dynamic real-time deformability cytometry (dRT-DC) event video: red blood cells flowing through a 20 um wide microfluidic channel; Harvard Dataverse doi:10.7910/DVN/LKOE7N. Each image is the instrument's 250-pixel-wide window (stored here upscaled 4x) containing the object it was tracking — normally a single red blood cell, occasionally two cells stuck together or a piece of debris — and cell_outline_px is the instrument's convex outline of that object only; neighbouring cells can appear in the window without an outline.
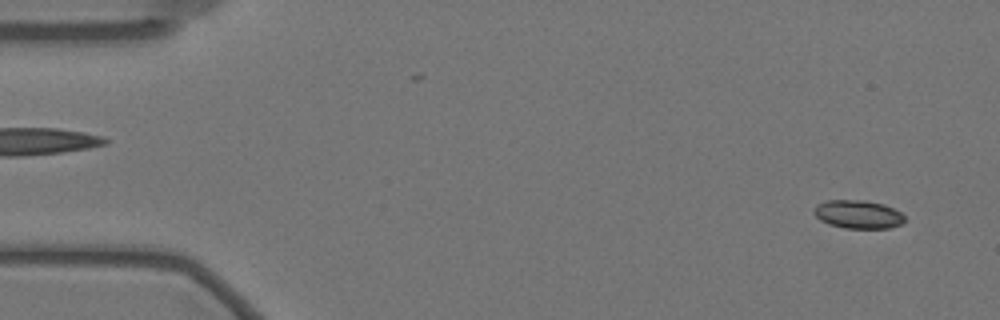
{"species": "Egyptian fruit bat (a non-hibernating species)", "species_latin": "Rousettus aegyptiacus", "temperature_condition": "warm", "stored_images_in_passage": 59, "camera_frame_rate_fps": 3000, "um_per_image_px": 0.085, "animal": {"sex": "female"}, "frame": {"image": 1, "passage_image": 3, "time_ms": 0.667, "image_size_px": [1000, 320], "cell_outline_px": [[904, 224], [888, 228], [848, 228], [828, 224], [820, 220], [812, 212], [816, 204], [824, 200], [864, 200], [884, 204], [900, 212], [904, 216]], "centroid_in_image_um": [72.92, 18.21], "position_along_channel_um": 12.1, "area_um2": 15.09}}
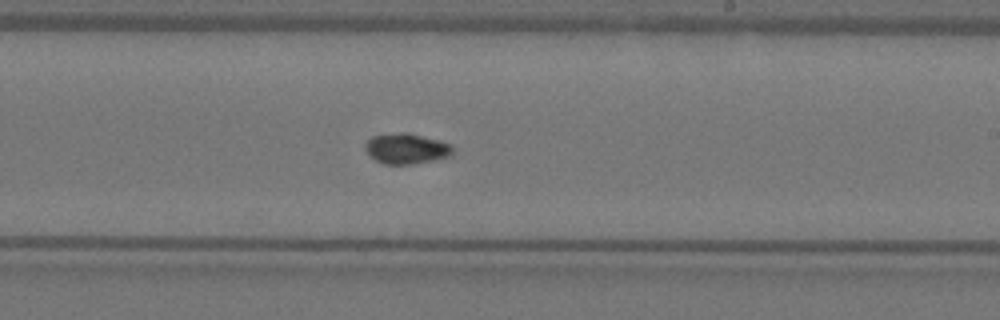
{"frame": {"image": 2, "passage_image": 34, "time_ms": 11.0, "image_size_px": [1000, 320], "cell_outline_px": [[452, 156], [412, 164], [384, 164], [368, 156], [364, 148], [364, 144], [372, 136], [400, 132], [408, 132], [440, 140], [452, 144]], "centroid_in_image_um": [34.53, 12.62], "position_along_channel_um": 254.5, "area_um2": 15.72}}
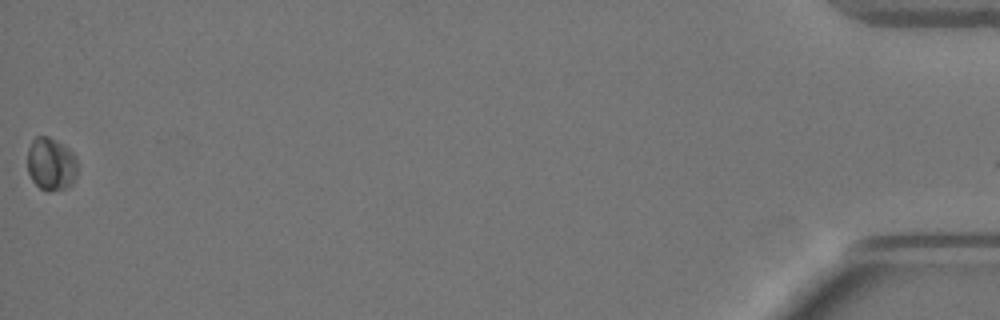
{"frame": {"image": 3, "passage_image": 58, "time_ms": 19.0, "image_size_px": [1000, 320], "cell_outline_px": [[76, 176], [72, 184], [64, 188], [48, 192], [40, 188], [32, 180], [28, 172], [28, 148], [32, 140], [36, 136], [48, 136], [64, 144], [76, 156]], "centroid_in_image_um": [4.33, 13.93], "position_along_channel_um": 430.9, "area_um2": 15.49}}